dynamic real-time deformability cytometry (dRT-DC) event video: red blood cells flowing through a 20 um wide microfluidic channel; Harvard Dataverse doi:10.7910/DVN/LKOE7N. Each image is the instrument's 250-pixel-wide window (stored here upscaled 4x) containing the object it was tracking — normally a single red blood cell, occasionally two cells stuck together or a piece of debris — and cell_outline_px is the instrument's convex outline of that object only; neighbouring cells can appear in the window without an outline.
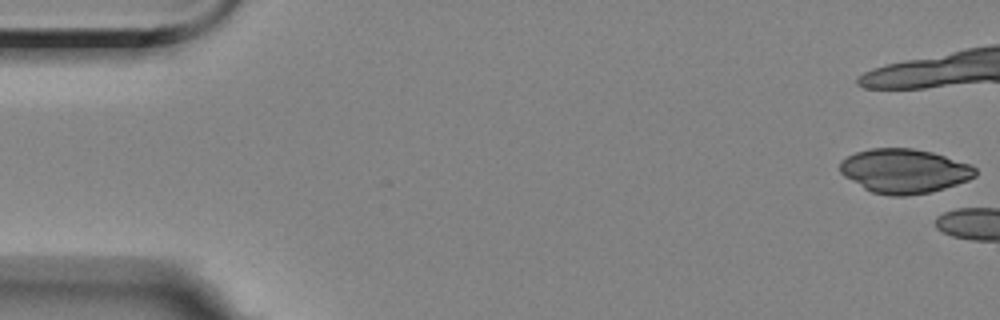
{"species": "Egyptian fruit bat (a non-hibernating species)", "species_latin": "Rousettus aegyptiacus", "temperature_condition": "room temperature", "stored_images_in_passage": 2, "camera_frame_rate_fps": 3000, "um_per_image_px": 0.085, "animal": {"sex": "female"}, "frame": {"image": 1, "passage_image": 1, "time_ms": 0.0, "image_size_px": [1000, 320], "cell_outline_px": [[976, 176], [968, 180], [944, 188], [928, 192], [904, 196], [892, 196], [872, 192], [864, 188], [844, 176], [840, 172], [840, 160], [856, 152], [868, 148], [912, 148], [932, 152], [972, 164], [976, 168]], "centroid_in_image_um": [76.86, 14.52], "position_along_channel_um": 8.1, "area_um2": 34.91}}